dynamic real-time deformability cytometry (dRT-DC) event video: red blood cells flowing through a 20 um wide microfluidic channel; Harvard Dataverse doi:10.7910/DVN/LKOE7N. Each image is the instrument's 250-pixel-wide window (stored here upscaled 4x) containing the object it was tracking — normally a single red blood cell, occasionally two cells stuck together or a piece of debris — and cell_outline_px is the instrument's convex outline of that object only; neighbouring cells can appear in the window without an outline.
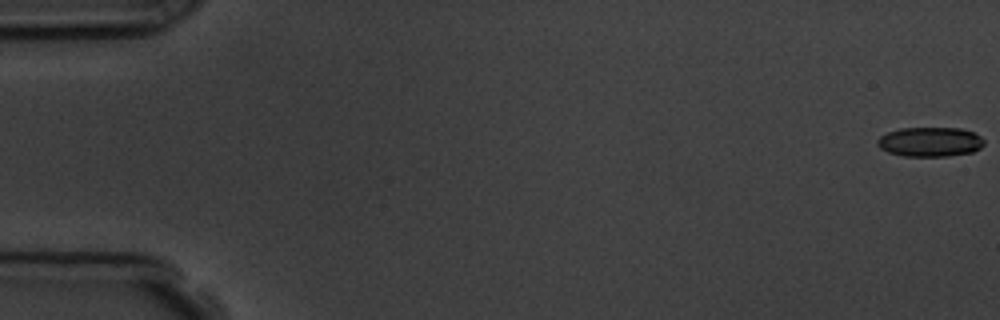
{"species": "common noctule bat (a hibernating species)", "species_latin": "Nyctalus noctula", "temperature_condition": "room temperature", "stored_images_in_passage": 11, "camera_frame_rate_fps": 3000, "um_per_image_px": 0.085, "animal": {"sex": "male", "body_mass_g": 19.5, "forearm_length_mm": 54.6}, "frame": {"image": 1, "passage_image": 1, "time_ms": 0.0, "image_size_px": [1000, 320], "cell_outline_px": [[984, 144], [980, 148], [972, 152], [948, 156], [904, 156], [888, 152], [880, 148], [876, 144], [876, 140], [880, 136], [888, 132], [900, 128], [960, 128], [972, 132], [980, 136], [984, 140]], "centroid_in_image_um": [79.03, 12.06], "position_along_channel_um": 6.0, "area_um2": 18.38}}
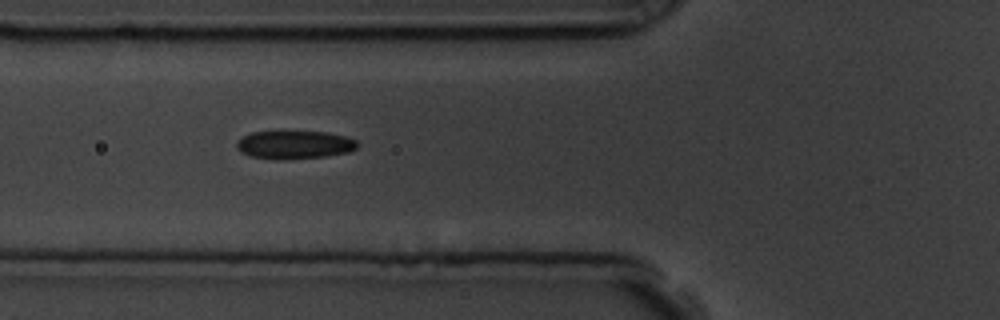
{"frame": {"image": 2, "passage_image": 7, "time_ms": 6.667, "image_size_px": [1000, 320], "cell_outline_px": [[360, 144], [356, 148], [348, 152], [324, 156], [276, 160], [248, 156], [240, 152], [236, 148], [236, 144], [244, 136], [252, 132], [324, 132], [348, 136], [356, 140]], "centroid_in_image_um": [25.04, 12.31], "position_along_channel_um": 100.8, "area_um2": 19.77}}
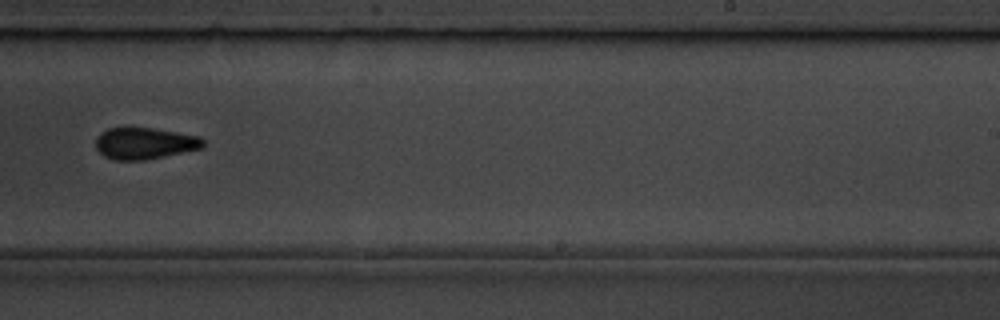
{"frame": {"image": 3, "passage_image": 11, "time_ms": 11.333, "image_size_px": [1000, 320], "cell_outline_px": [[204, 148], [144, 160], [112, 160], [104, 156], [96, 148], [96, 136], [100, 132], [108, 128], [152, 128], [200, 136], [204, 140]], "centroid_in_image_um": [12.29, 12.19], "position_along_channel_um": 276.7, "area_um2": 19.83}}